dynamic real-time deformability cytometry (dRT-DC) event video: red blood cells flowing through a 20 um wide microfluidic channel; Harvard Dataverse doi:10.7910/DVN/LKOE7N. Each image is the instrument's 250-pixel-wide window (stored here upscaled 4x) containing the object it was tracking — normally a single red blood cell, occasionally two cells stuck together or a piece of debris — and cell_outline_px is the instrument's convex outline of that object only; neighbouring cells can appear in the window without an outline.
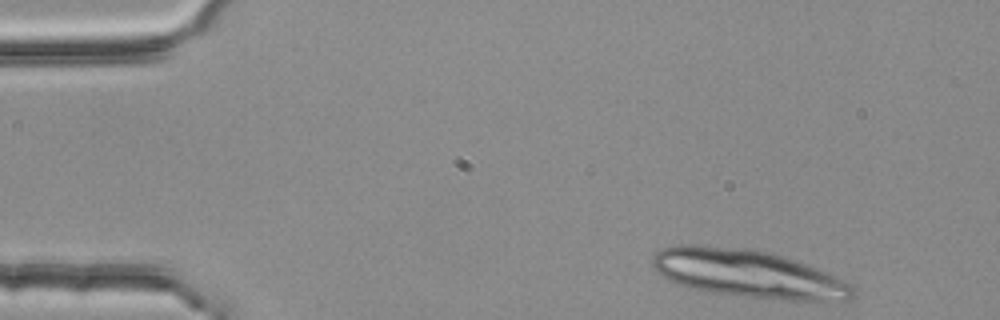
{"species": "common noctule bat (a hibernating species)", "species_latin": "Nyctalus noctula", "temperature_condition": "room temperature", "stored_images_in_passage": 3, "camera_frame_rate_fps": 3000, "um_per_image_px": 0.085, "animal": {"sex": "female", "body_mass_g": 25.1}, "frame": {"image": 1, "passage_image": 1, "time_ms": 0.0, "image_size_px": [1000, 320], "cell_outline_px": [[856, 296], [848, 300], [788, 300], [704, 292], [688, 288], [668, 280], [652, 264], [652, 256], [656, 252], [664, 248], [676, 244], [692, 244], [748, 248], [768, 252], [796, 260], [824, 272], [848, 284], [852, 288]], "centroid_in_image_um": [63.5, 23.25], "position_along_channel_um": 21.5, "area_um2": 55.43}}